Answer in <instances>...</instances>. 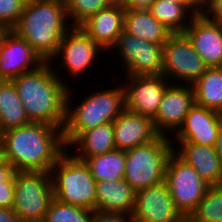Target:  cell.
Returning a JSON list of instances; mask_svg holds the SVG:
<instances>
[{
	"label": "cell",
	"mask_w": 222,
	"mask_h": 222,
	"mask_svg": "<svg viewBox=\"0 0 222 222\" xmlns=\"http://www.w3.org/2000/svg\"><path fill=\"white\" fill-rule=\"evenodd\" d=\"M183 33L208 67H222V24L200 13Z\"/></svg>",
	"instance_id": "2e32d148"
},
{
	"label": "cell",
	"mask_w": 222,
	"mask_h": 222,
	"mask_svg": "<svg viewBox=\"0 0 222 222\" xmlns=\"http://www.w3.org/2000/svg\"><path fill=\"white\" fill-rule=\"evenodd\" d=\"M71 91L68 89L67 92L66 122L63 129L66 148L82 132L113 122L126 109L125 89L122 85L92 92L74 108L69 105L72 102Z\"/></svg>",
	"instance_id": "277c9868"
},
{
	"label": "cell",
	"mask_w": 222,
	"mask_h": 222,
	"mask_svg": "<svg viewBox=\"0 0 222 222\" xmlns=\"http://www.w3.org/2000/svg\"><path fill=\"white\" fill-rule=\"evenodd\" d=\"M214 149L216 150L218 157L220 159V163L222 165V126L219 130L218 138L215 141Z\"/></svg>",
	"instance_id": "f35d334b"
},
{
	"label": "cell",
	"mask_w": 222,
	"mask_h": 222,
	"mask_svg": "<svg viewBox=\"0 0 222 222\" xmlns=\"http://www.w3.org/2000/svg\"><path fill=\"white\" fill-rule=\"evenodd\" d=\"M115 148L128 150L155 140L156 132L153 120L124 110L113 122Z\"/></svg>",
	"instance_id": "d6986e66"
},
{
	"label": "cell",
	"mask_w": 222,
	"mask_h": 222,
	"mask_svg": "<svg viewBox=\"0 0 222 222\" xmlns=\"http://www.w3.org/2000/svg\"><path fill=\"white\" fill-rule=\"evenodd\" d=\"M125 85L126 110L150 119L157 115L166 87L163 75L127 76Z\"/></svg>",
	"instance_id": "7c38bea8"
},
{
	"label": "cell",
	"mask_w": 222,
	"mask_h": 222,
	"mask_svg": "<svg viewBox=\"0 0 222 222\" xmlns=\"http://www.w3.org/2000/svg\"><path fill=\"white\" fill-rule=\"evenodd\" d=\"M171 139L159 135L148 144L125 151L124 179L135 191L165 181L168 158L176 150Z\"/></svg>",
	"instance_id": "8992f818"
},
{
	"label": "cell",
	"mask_w": 222,
	"mask_h": 222,
	"mask_svg": "<svg viewBox=\"0 0 222 222\" xmlns=\"http://www.w3.org/2000/svg\"><path fill=\"white\" fill-rule=\"evenodd\" d=\"M124 31L158 45H163L172 34L148 9H125Z\"/></svg>",
	"instance_id": "7402d4cb"
},
{
	"label": "cell",
	"mask_w": 222,
	"mask_h": 222,
	"mask_svg": "<svg viewBox=\"0 0 222 222\" xmlns=\"http://www.w3.org/2000/svg\"><path fill=\"white\" fill-rule=\"evenodd\" d=\"M6 29H4L2 26H0V40L2 38V35L4 34Z\"/></svg>",
	"instance_id": "60d3db41"
},
{
	"label": "cell",
	"mask_w": 222,
	"mask_h": 222,
	"mask_svg": "<svg viewBox=\"0 0 222 222\" xmlns=\"http://www.w3.org/2000/svg\"><path fill=\"white\" fill-rule=\"evenodd\" d=\"M14 203V175L0 185V207L12 208Z\"/></svg>",
	"instance_id": "d6a6232c"
},
{
	"label": "cell",
	"mask_w": 222,
	"mask_h": 222,
	"mask_svg": "<svg viewBox=\"0 0 222 222\" xmlns=\"http://www.w3.org/2000/svg\"><path fill=\"white\" fill-rule=\"evenodd\" d=\"M24 4H28V3H33L36 2L38 0H21Z\"/></svg>",
	"instance_id": "ab89813d"
},
{
	"label": "cell",
	"mask_w": 222,
	"mask_h": 222,
	"mask_svg": "<svg viewBox=\"0 0 222 222\" xmlns=\"http://www.w3.org/2000/svg\"><path fill=\"white\" fill-rule=\"evenodd\" d=\"M21 0H0V26L6 30L13 29L23 12Z\"/></svg>",
	"instance_id": "4dcf8cb0"
},
{
	"label": "cell",
	"mask_w": 222,
	"mask_h": 222,
	"mask_svg": "<svg viewBox=\"0 0 222 222\" xmlns=\"http://www.w3.org/2000/svg\"><path fill=\"white\" fill-rule=\"evenodd\" d=\"M131 218L132 222H186L165 181L136 191Z\"/></svg>",
	"instance_id": "8fae6325"
},
{
	"label": "cell",
	"mask_w": 222,
	"mask_h": 222,
	"mask_svg": "<svg viewBox=\"0 0 222 222\" xmlns=\"http://www.w3.org/2000/svg\"><path fill=\"white\" fill-rule=\"evenodd\" d=\"M76 146L74 157L84 161L88 157L102 155L115 148L112 122L82 132L69 146Z\"/></svg>",
	"instance_id": "603a6c76"
},
{
	"label": "cell",
	"mask_w": 222,
	"mask_h": 222,
	"mask_svg": "<svg viewBox=\"0 0 222 222\" xmlns=\"http://www.w3.org/2000/svg\"><path fill=\"white\" fill-rule=\"evenodd\" d=\"M148 10L172 33H183L194 17L184 5L166 0H155Z\"/></svg>",
	"instance_id": "4316f807"
},
{
	"label": "cell",
	"mask_w": 222,
	"mask_h": 222,
	"mask_svg": "<svg viewBox=\"0 0 222 222\" xmlns=\"http://www.w3.org/2000/svg\"><path fill=\"white\" fill-rule=\"evenodd\" d=\"M31 123L12 81L0 85V133Z\"/></svg>",
	"instance_id": "d4e9b609"
},
{
	"label": "cell",
	"mask_w": 222,
	"mask_h": 222,
	"mask_svg": "<svg viewBox=\"0 0 222 222\" xmlns=\"http://www.w3.org/2000/svg\"><path fill=\"white\" fill-rule=\"evenodd\" d=\"M67 150L63 130L31 122L0 133V155L15 171L50 172Z\"/></svg>",
	"instance_id": "6da1fadb"
},
{
	"label": "cell",
	"mask_w": 222,
	"mask_h": 222,
	"mask_svg": "<svg viewBox=\"0 0 222 222\" xmlns=\"http://www.w3.org/2000/svg\"><path fill=\"white\" fill-rule=\"evenodd\" d=\"M94 211L53 198L43 222H92Z\"/></svg>",
	"instance_id": "f1b7e54d"
},
{
	"label": "cell",
	"mask_w": 222,
	"mask_h": 222,
	"mask_svg": "<svg viewBox=\"0 0 222 222\" xmlns=\"http://www.w3.org/2000/svg\"><path fill=\"white\" fill-rule=\"evenodd\" d=\"M202 13L209 20L222 24V0H203Z\"/></svg>",
	"instance_id": "1f68e13d"
},
{
	"label": "cell",
	"mask_w": 222,
	"mask_h": 222,
	"mask_svg": "<svg viewBox=\"0 0 222 222\" xmlns=\"http://www.w3.org/2000/svg\"><path fill=\"white\" fill-rule=\"evenodd\" d=\"M15 172L11 164L0 155V185L7 182Z\"/></svg>",
	"instance_id": "d590c367"
},
{
	"label": "cell",
	"mask_w": 222,
	"mask_h": 222,
	"mask_svg": "<svg viewBox=\"0 0 222 222\" xmlns=\"http://www.w3.org/2000/svg\"><path fill=\"white\" fill-rule=\"evenodd\" d=\"M136 191L123 178L96 182V211L132 214Z\"/></svg>",
	"instance_id": "44dd1931"
},
{
	"label": "cell",
	"mask_w": 222,
	"mask_h": 222,
	"mask_svg": "<svg viewBox=\"0 0 222 222\" xmlns=\"http://www.w3.org/2000/svg\"><path fill=\"white\" fill-rule=\"evenodd\" d=\"M125 8L120 1H114L95 15L85 20L79 27L98 44L103 51H112L118 37L124 31Z\"/></svg>",
	"instance_id": "ac0fdd59"
},
{
	"label": "cell",
	"mask_w": 222,
	"mask_h": 222,
	"mask_svg": "<svg viewBox=\"0 0 222 222\" xmlns=\"http://www.w3.org/2000/svg\"><path fill=\"white\" fill-rule=\"evenodd\" d=\"M117 48L128 76L162 75L163 45L153 44L123 31L112 47Z\"/></svg>",
	"instance_id": "30bf717a"
},
{
	"label": "cell",
	"mask_w": 222,
	"mask_h": 222,
	"mask_svg": "<svg viewBox=\"0 0 222 222\" xmlns=\"http://www.w3.org/2000/svg\"><path fill=\"white\" fill-rule=\"evenodd\" d=\"M113 2L114 0H64L67 17L71 20L72 27H79L89 17Z\"/></svg>",
	"instance_id": "f546056e"
},
{
	"label": "cell",
	"mask_w": 222,
	"mask_h": 222,
	"mask_svg": "<svg viewBox=\"0 0 222 222\" xmlns=\"http://www.w3.org/2000/svg\"><path fill=\"white\" fill-rule=\"evenodd\" d=\"M178 146L179 152L174 150V153L190 165L204 181L210 186L222 185V165L214 146L194 143H180Z\"/></svg>",
	"instance_id": "ffe728a7"
},
{
	"label": "cell",
	"mask_w": 222,
	"mask_h": 222,
	"mask_svg": "<svg viewBox=\"0 0 222 222\" xmlns=\"http://www.w3.org/2000/svg\"><path fill=\"white\" fill-rule=\"evenodd\" d=\"M92 222H132V218L125 213L94 211Z\"/></svg>",
	"instance_id": "836d02e7"
},
{
	"label": "cell",
	"mask_w": 222,
	"mask_h": 222,
	"mask_svg": "<svg viewBox=\"0 0 222 222\" xmlns=\"http://www.w3.org/2000/svg\"><path fill=\"white\" fill-rule=\"evenodd\" d=\"M155 0H121L125 9H149Z\"/></svg>",
	"instance_id": "8d00e7d4"
},
{
	"label": "cell",
	"mask_w": 222,
	"mask_h": 222,
	"mask_svg": "<svg viewBox=\"0 0 222 222\" xmlns=\"http://www.w3.org/2000/svg\"><path fill=\"white\" fill-rule=\"evenodd\" d=\"M190 86L176 83L166 87L157 115L153 119L159 135L168 136L169 131L176 133L183 125L187 113L195 104L193 88Z\"/></svg>",
	"instance_id": "9a60e30c"
},
{
	"label": "cell",
	"mask_w": 222,
	"mask_h": 222,
	"mask_svg": "<svg viewBox=\"0 0 222 222\" xmlns=\"http://www.w3.org/2000/svg\"><path fill=\"white\" fill-rule=\"evenodd\" d=\"M0 222H21L12 208L0 207Z\"/></svg>",
	"instance_id": "74e56055"
},
{
	"label": "cell",
	"mask_w": 222,
	"mask_h": 222,
	"mask_svg": "<svg viewBox=\"0 0 222 222\" xmlns=\"http://www.w3.org/2000/svg\"><path fill=\"white\" fill-rule=\"evenodd\" d=\"M207 68L184 33H172L163 44L162 75L166 79L173 77L192 85Z\"/></svg>",
	"instance_id": "9c48e42d"
},
{
	"label": "cell",
	"mask_w": 222,
	"mask_h": 222,
	"mask_svg": "<svg viewBox=\"0 0 222 222\" xmlns=\"http://www.w3.org/2000/svg\"><path fill=\"white\" fill-rule=\"evenodd\" d=\"M192 88L196 105L222 114V67H208Z\"/></svg>",
	"instance_id": "cb8c5ba5"
},
{
	"label": "cell",
	"mask_w": 222,
	"mask_h": 222,
	"mask_svg": "<svg viewBox=\"0 0 222 222\" xmlns=\"http://www.w3.org/2000/svg\"><path fill=\"white\" fill-rule=\"evenodd\" d=\"M186 222H222V185L207 188L205 196Z\"/></svg>",
	"instance_id": "83f0119b"
},
{
	"label": "cell",
	"mask_w": 222,
	"mask_h": 222,
	"mask_svg": "<svg viewBox=\"0 0 222 222\" xmlns=\"http://www.w3.org/2000/svg\"><path fill=\"white\" fill-rule=\"evenodd\" d=\"M94 180L117 181L124 178L126 153L125 150L114 149L102 155L88 157L84 160Z\"/></svg>",
	"instance_id": "484cf974"
},
{
	"label": "cell",
	"mask_w": 222,
	"mask_h": 222,
	"mask_svg": "<svg viewBox=\"0 0 222 222\" xmlns=\"http://www.w3.org/2000/svg\"><path fill=\"white\" fill-rule=\"evenodd\" d=\"M67 18L64 0H38L24 4L12 30L26 40L44 62H51L64 34L70 29Z\"/></svg>",
	"instance_id": "3957f363"
},
{
	"label": "cell",
	"mask_w": 222,
	"mask_h": 222,
	"mask_svg": "<svg viewBox=\"0 0 222 222\" xmlns=\"http://www.w3.org/2000/svg\"><path fill=\"white\" fill-rule=\"evenodd\" d=\"M53 198L50 172H15L12 209L21 222H43Z\"/></svg>",
	"instance_id": "52a82bcc"
},
{
	"label": "cell",
	"mask_w": 222,
	"mask_h": 222,
	"mask_svg": "<svg viewBox=\"0 0 222 222\" xmlns=\"http://www.w3.org/2000/svg\"><path fill=\"white\" fill-rule=\"evenodd\" d=\"M51 62L12 79L30 122L64 129L66 122L67 81L53 70ZM56 71V72H55Z\"/></svg>",
	"instance_id": "7a4b0ae2"
},
{
	"label": "cell",
	"mask_w": 222,
	"mask_h": 222,
	"mask_svg": "<svg viewBox=\"0 0 222 222\" xmlns=\"http://www.w3.org/2000/svg\"><path fill=\"white\" fill-rule=\"evenodd\" d=\"M64 34L61 40L55 58H63L61 70L65 68L71 77L78 78L82 76L86 69L90 68L100 50H103L94 42L80 27H72ZM99 53V54H98ZM83 73V74H82ZM78 76V77H77Z\"/></svg>",
	"instance_id": "5bb4252c"
},
{
	"label": "cell",
	"mask_w": 222,
	"mask_h": 222,
	"mask_svg": "<svg viewBox=\"0 0 222 222\" xmlns=\"http://www.w3.org/2000/svg\"><path fill=\"white\" fill-rule=\"evenodd\" d=\"M43 63L26 40L12 29L5 30L0 40V79L11 81Z\"/></svg>",
	"instance_id": "4fadbf2b"
},
{
	"label": "cell",
	"mask_w": 222,
	"mask_h": 222,
	"mask_svg": "<svg viewBox=\"0 0 222 222\" xmlns=\"http://www.w3.org/2000/svg\"><path fill=\"white\" fill-rule=\"evenodd\" d=\"M171 3L184 5L194 16L202 13L203 0H166Z\"/></svg>",
	"instance_id": "e575fe53"
},
{
	"label": "cell",
	"mask_w": 222,
	"mask_h": 222,
	"mask_svg": "<svg viewBox=\"0 0 222 222\" xmlns=\"http://www.w3.org/2000/svg\"><path fill=\"white\" fill-rule=\"evenodd\" d=\"M165 182L175 208L185 219L197 208L210 186L174 151L169 156L166 164Z\"/></svg>",
	"instance_id": "ba28073f"
},
{
	"label": "cell",
	"mask_w": 222,
	"mask_h": 222,
	"mask_svg": "<svg viewBox=\"0 0 222 222\" xmlns=\"http://www.w3.org/2000/svg\"><path fill=\"white\" fill-rule=\"evenodd\" d=\"M221 126V113L194 104L187 113L183 125L171 136L178 144L214 146Z\"/></svg>",
	"instance_id": "e0dca14e"
},
{
	"label": "cell",
	"mask_w": 222,
	"mask_h": 222,
	"mask_svg": "<svg viewBox=\"0 0 222 222\" xmlns=\"http://www.w3.org/2000/svg\"><path fill=\"white\" fill-rule=\"evenodd\" d=\"M50 176L55 199L96 211V181L84 161L66 150L52 166Z\"/></svg>",
	"instance_id": "5b68a950"
}]
</instances>
